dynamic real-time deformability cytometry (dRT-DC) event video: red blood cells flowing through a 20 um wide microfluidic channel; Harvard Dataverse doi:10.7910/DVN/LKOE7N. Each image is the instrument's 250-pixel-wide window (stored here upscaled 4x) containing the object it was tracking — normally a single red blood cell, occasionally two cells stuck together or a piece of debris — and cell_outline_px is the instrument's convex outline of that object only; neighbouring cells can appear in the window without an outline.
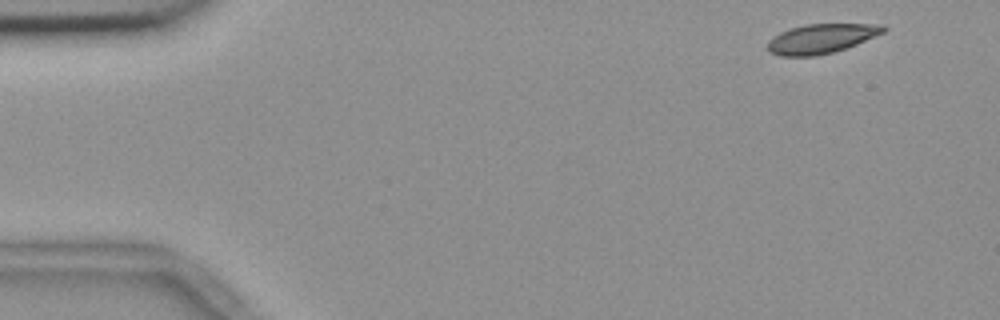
{"species": "common noctule bat (a hibernating species)", "species_latin": "Nyctalus noctula", "temperature_condition": "room temperature", "stored_images_in_passage": 5, "camera_frame_rate_fps": 3000, "um_per_image_px": 0.085, "animal": {"sex": "female", "body_mass_g": 18.4}, "frame": {"image": 1, "passage_image": 1, "time_ms": 0.0, "image_size_px": [1000, 320], "cell_outline_px": [[888, 28], [884, 32], [856, 44], [832, 52], [816, 56], [780, 56], [768, 52], [768, 40], [772, 36], [780, 32], [804, 24], [884, 24]], "centroid_in_image_um": [69.78, 3.28], "position_along_channel_um": 15.2, "area_um2": 19.83}}
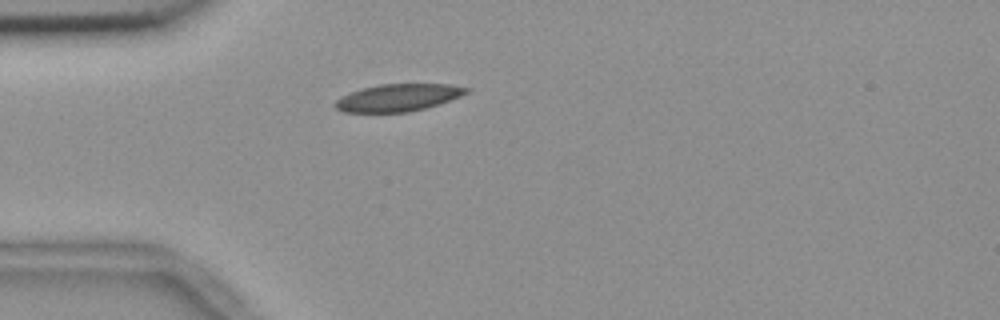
{"frame": {"image": 2, "passage_image": 4, "time_ms": 1.0, "image_size_px": [1000, 320], "cell_outline_px": [[472, 88], [468, 92], [460, 96], [424, 108], [408, 112], [344, 112], [336, 108], [332, 104], [336, 100], [352, 92], [364, 88], [380, 84], [448, 84]], "centroid_in_image_um": [33.84, 8.29], "position_along_channel_um": 51.2, "area_um2": 20.52}}